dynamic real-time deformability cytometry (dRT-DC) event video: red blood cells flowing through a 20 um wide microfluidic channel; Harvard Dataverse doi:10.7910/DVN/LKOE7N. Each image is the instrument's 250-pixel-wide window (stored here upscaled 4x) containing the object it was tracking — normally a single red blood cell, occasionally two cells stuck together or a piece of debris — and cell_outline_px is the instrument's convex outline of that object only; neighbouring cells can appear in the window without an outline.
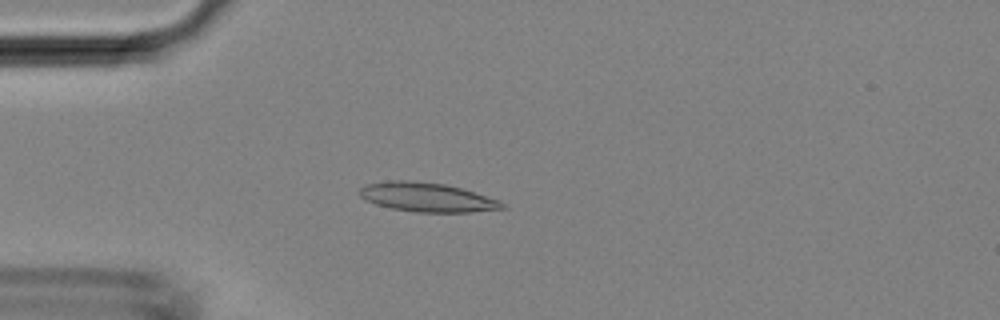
{"species": "Egyptian fruit bat (a non-hibernating species)", "species_latin": "Rousettus aegyptiacus", "temperature_condition": "room temperature", "stored_images_in_passage": 44, "camera_frame_rate_fps": 3000, "um_per_image_px": 0.085, "animal": {"sex": "female"}, "frame": {"image": 1, "passage_image": 12, "time_ms": 3.667, "image_size_px": [1000, 320], "cell_outline_px": [[508, 208], [472, 212], [416, 212], [392, 208], [376, 204], [364, 200], [360, 196], [360, 188], [364, 184], [388, 180], [412, 180], [444, 184], [460, 188], [500, 200], [508, 204]], "centroid_in_image_um": [36.31, 16.76], "position_along_channel_um": 48.7, "area_um2": 24.39}}
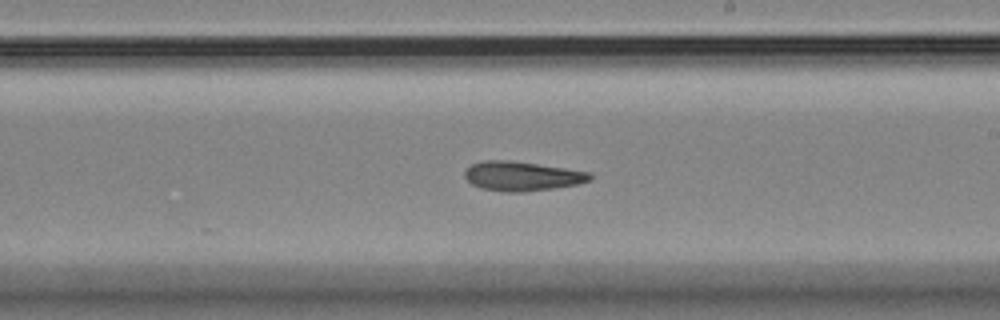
{"frame": {"image": 2, "passage_image": 26, "time_ms": 8.333, "image_size_px": [1000, 320], "cell_outline_px": [[592, 180], [576, 184], [552, 188], [524, 192], [504, 192], [480, 188], [472, 184], [464, 176], [464, 168], [480, 160], [512, 160], [592, 172]], "centroid_in_image_um": [44.34, 14.96], "position_along_channel_um": 244.7, "area_um2": 21.68}}
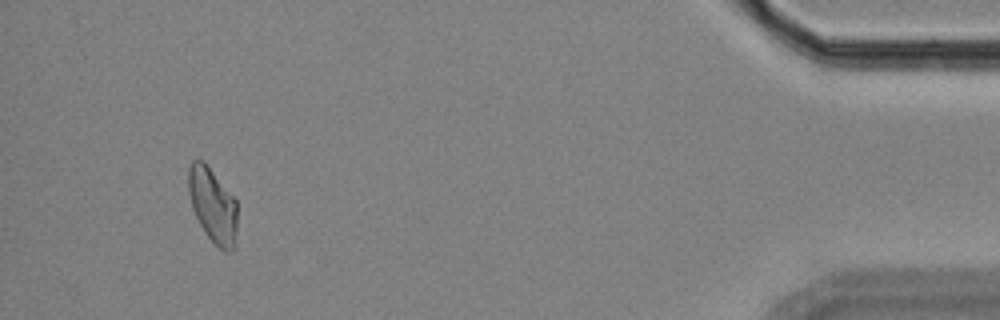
{"frame": {"image": 3, "passage_image": 42, "time_ms": 13.667, "image_size_px": [1000, 320], "cell_outline_px": [[236, 248], [232, 252], [224, 252], [204, 232], [192, 208], [188, 192], [188, 168], [192, 160], [204, 160], [236, 200]], "centroid_in_image_um": [18.08, 17.45], "position_along_channel_um": 417.1, "area_um2": 21.39}}